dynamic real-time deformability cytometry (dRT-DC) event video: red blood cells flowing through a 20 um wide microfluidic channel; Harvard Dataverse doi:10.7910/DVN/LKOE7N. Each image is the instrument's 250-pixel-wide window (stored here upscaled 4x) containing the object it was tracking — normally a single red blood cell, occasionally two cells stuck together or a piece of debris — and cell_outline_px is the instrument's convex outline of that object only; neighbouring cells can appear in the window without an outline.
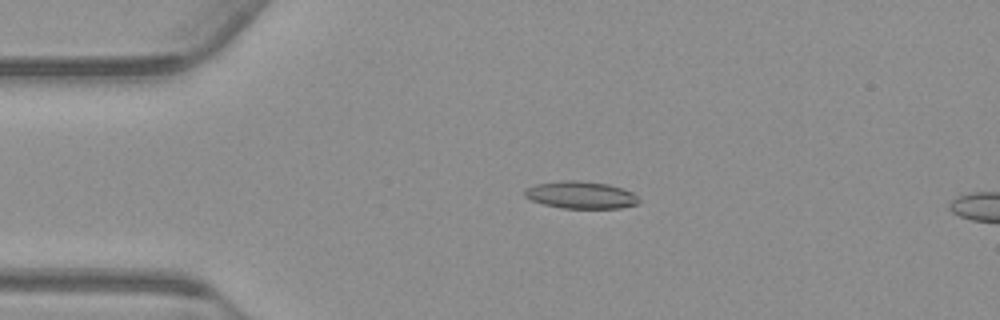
{"species": "common noctule bat (a hibernating species)", "species_latin": "Nyctalus noctula", "temperature_condition": "warm", "stored_images_in_passage": 16, "camera_frame_rate_fps": 3000, "um_per_image_px": 0.085, "animal": {"sex": "male", "body_mass_g": 23.1, "forearm_length_mm": 52.7}, "frame": {"image": 1, "passage_image": 12, "time_ms": 3.667, "image_size_px": [1000, 320], "cell_outline_px": [[640, 200], [636, 204], [620, 208], [560, 208], [544, 204], [532, 200], [524, 196], [524, 188], [536, 184], [564, 180], [580, 180], [608, 184], [632, 192]], "centroid_in_image_um": [49.33, 16.57], "position_along_channel_um": 35.7, "area_um2": 18.09}}